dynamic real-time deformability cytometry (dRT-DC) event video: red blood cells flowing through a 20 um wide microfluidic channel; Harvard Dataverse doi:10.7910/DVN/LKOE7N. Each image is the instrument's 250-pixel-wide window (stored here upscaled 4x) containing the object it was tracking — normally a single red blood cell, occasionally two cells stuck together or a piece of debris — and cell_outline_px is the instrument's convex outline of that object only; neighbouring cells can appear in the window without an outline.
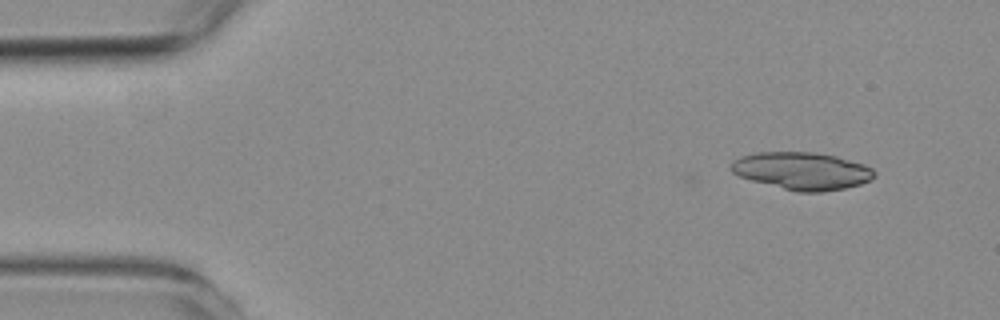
{"species": "common noctule bat (a hibernating species)", "species_latin": "Nyctalus noctula", "temperature_condition": "room temperature", "stored_images_in_passage": 5, "camera_frame_rate_fps": 3000, "um_per_image_px": 0.085, "animal": {"sex": "female", "body_mass_g": 19.3, "forearm_length_mm": 54.1}, "frame": {"image": 1, "passage_image": 1, "time_ms": 0.0, "image_size_px": [1000, 320], "cell_outline_px": [[876, 176], [872, 180], [860, 184], [844, 188], [824, 192], [796, 192], [752, 180], [740, 176], [732, 172], [728, 168], [728, 164], [732, 160], [740, 156], [756, 152], [812, 152], [836, 156], [864, 164], [872, 168], [876, 172]], "centroid_in_image_um": [68.16, 14.52], "position_along_channel_um": 16.8, "area_um2": 31.56}}